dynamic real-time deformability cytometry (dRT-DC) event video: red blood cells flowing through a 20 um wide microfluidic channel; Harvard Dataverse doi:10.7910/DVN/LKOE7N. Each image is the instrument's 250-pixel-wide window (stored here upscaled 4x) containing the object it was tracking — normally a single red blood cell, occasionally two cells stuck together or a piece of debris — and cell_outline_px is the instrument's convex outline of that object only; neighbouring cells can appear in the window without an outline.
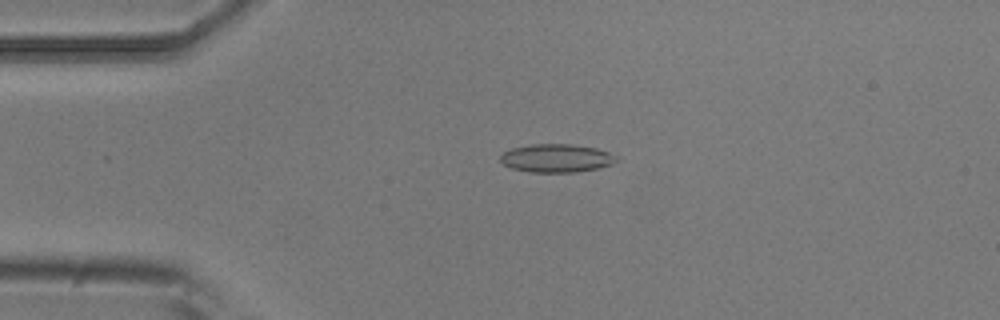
{"species": "common noctule bat (a hibernating species)", "species_latin": "Nyctalus noctula", "temperature_condition": "room temperature", "stored_images_in_passage": 25, "camera_frame_rate_fps": 3000, "um_per_image_px": 0.085, "animal": {"sex": "male", "body_mass_g": 20.5, "forearm_length_mm": 52.5}, "frame": {"image": 1, "passage_image": 12, "time_ms": 3.667, "image_size_px": [1000, 320], "cell_outline_px": [[620, 160], [612, 164], [596, 168], [576, 172], [528, 172], [512, 168], [504, 164], [500, 160], [500, 156], [504, 152], [512, 148], [532, 144], [568, 144], [596, 148], [620, 156]], "centroid_in_image_um": [47.33, 13.44], "position_along_channel_um": 37.7, "area_um2": 19.13}}
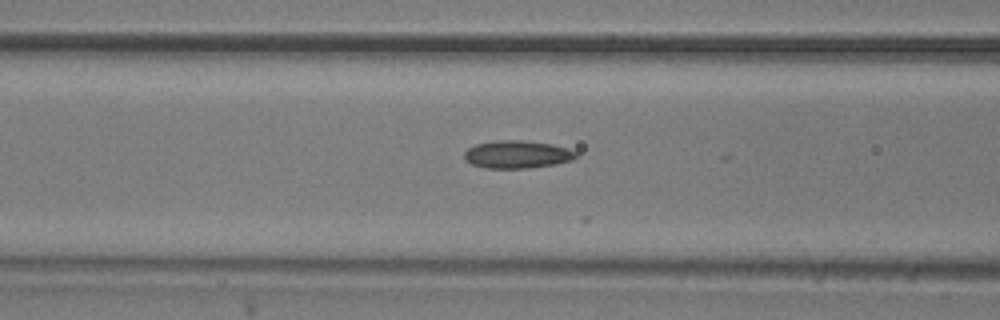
{"frame": {"image": 2, "passage_image": 21, "time_ms": 6.667, "image_size_px": [1000, 320], "cell_outline_px": [[576, 156], [572, 160], [556, 164], [528, 168], [484, 168], [472, 164], [464, 156], [464, 152], [468, 148], [476, 144], [500, 140], [524, 140], [552, 144], [568, 148], [576, 152]], "centroid_in_image_um": [43.97, 13.12], "position_along_channel_um": 122.6, "area_um2": 17.98}}
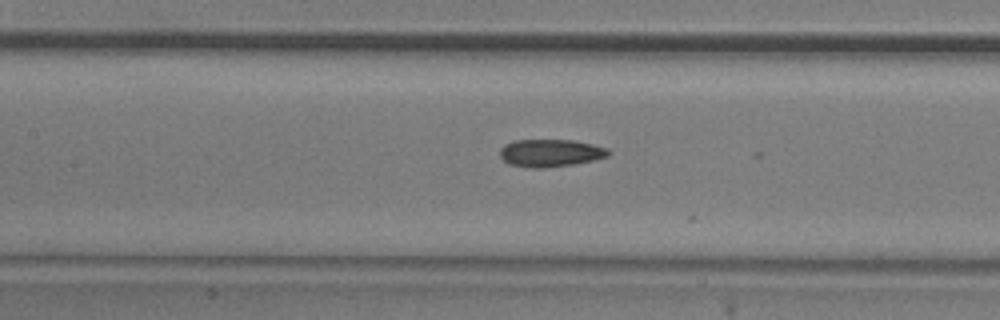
{"frame": {"image": 3, "passage_image": 24, "time_ms": 7.667, "image_size_px": [1000, 320], "cell_outline_px": [[612, 152], [608, 156], [592, 160], [572, 164], [544, 168], [532, 168], [508, 164], [500, 156], [500, 148], [504, 144], [512, 140], [572, 140], [592, 144], [608, 148]], "centroid_in_image_um": [46.77, 13.0], "position_along_channel_um": 160.6, "area_um2": 17.46}}